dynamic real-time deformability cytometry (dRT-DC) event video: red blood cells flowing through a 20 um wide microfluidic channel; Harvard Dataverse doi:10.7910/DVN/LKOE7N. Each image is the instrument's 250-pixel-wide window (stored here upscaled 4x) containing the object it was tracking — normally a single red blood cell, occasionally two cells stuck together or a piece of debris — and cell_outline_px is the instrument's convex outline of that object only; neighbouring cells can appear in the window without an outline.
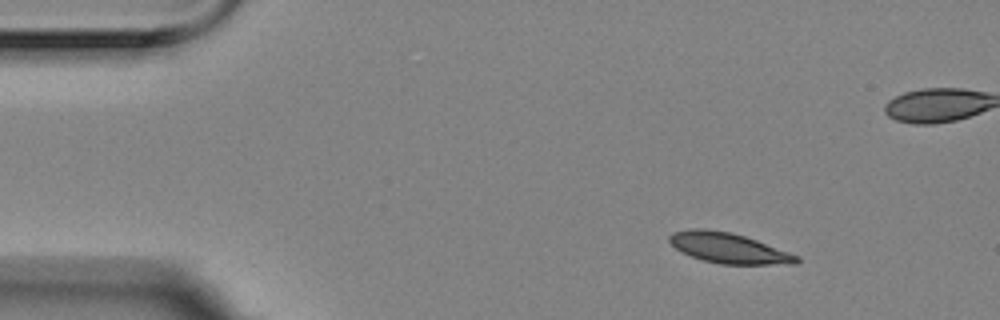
{"species": "Egyptian fruit bat (a non-hibernating species)", "species_latin": "Rousettus aegyptiacus", "temperature_condition": "room temperature", "stored_images_in_passage": 5, "camera_frame_rate_fps": 3000, "um_per_image_px": 0.085, "animal": {"sex": "female"}, "frame": {"image": 1, "passage_image": 2, "time_ms": 0.333, "image_size_px": [1000, 320], "cell_outline_px": [[800, 260], [796, 264], [720, 264], [704, 260], [692, 256], [676, 248], [668, 240], [668, 236], [672, 232], [692, 228], [704, 228], [732, 232], [756, 240], [800, 256]], "centroid_in_image_um": [61.94, 21.07], "position_along_channel_um": 23.1, "area_um2": 22.37}}